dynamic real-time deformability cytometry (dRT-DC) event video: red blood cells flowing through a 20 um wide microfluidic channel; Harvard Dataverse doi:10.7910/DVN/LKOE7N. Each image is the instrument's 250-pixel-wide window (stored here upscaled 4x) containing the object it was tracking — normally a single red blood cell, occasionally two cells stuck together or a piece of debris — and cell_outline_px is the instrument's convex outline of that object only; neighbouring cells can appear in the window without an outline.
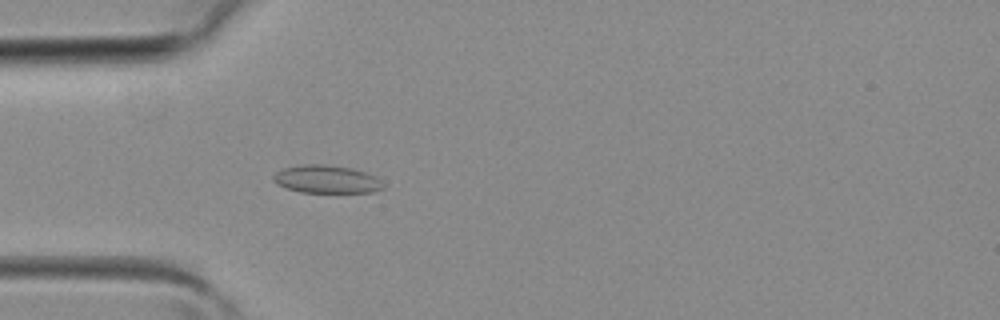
{"species": "common noctule bat (a hibernating species)", "species_latin": "Nyctalus noctula", "temperature_condition": "room temperature", "stored_images_in_passage": 40, "camera_frame_rate_fps": 3000, "um_per_image_px": 0.085, "animal": {"sex": "female", "body_mass_g": 19.3, "forearm_length_mm": 54.1}, "frame": {"image": 1, "passage_image": 12, "time_ms": 3.667, "image_size_px": [1000, 320], "cell_outline_px": [[384, 188], [372, 192], [300, 192], [284, 188], [276, 184], [272, 180], [272, 176], [276, 172], [284, 168], [304, 164], [324, 164], [352, 168], [376, 176], [384, 184]], "centroid_in_image_um": [27.73, 15.24], "position_along_channel_um": 57.3, "area_um2": 17.98}}
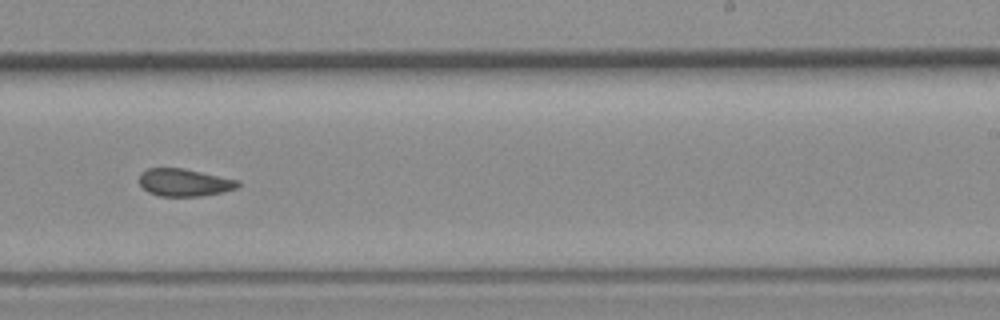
{"frame": {"image": 2, "passage_image": 25, "time_ms": 8.0, "image_size_px": [1000, 320], "cell_outline_px": [[240, 184], [236, 188], [224, 192], [200, 196], [160, 196], [148, 192], [140, 184], [140, 172], [148, 168], [184, 168], [240, 180]], "centroid_in_image_um": [15.69, 15.5], "position_along_channel_um": 273.3, "area_um2": 15.9}}
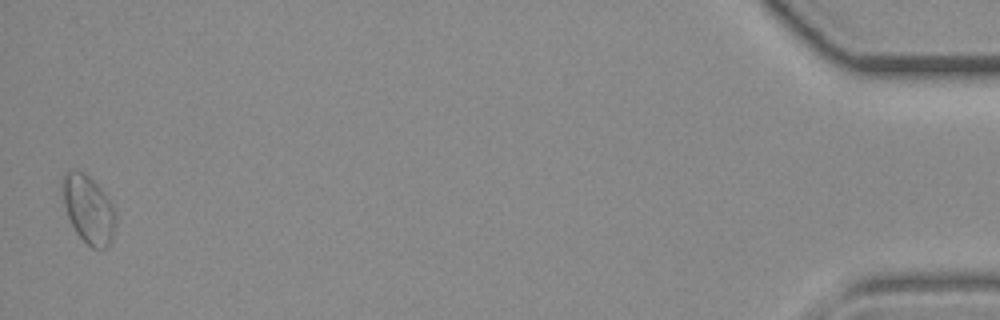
{"frame": {"image": 3, "passage_image": 40, "time_ms": 13.0, "image_size_px": [1000, 320], "cell_outline_px": [[116, 224], [112, 240], [108, 248], [92, 248], [76, 232], [68, 216], [64, 204], [60, 184], [64, 172], [68, 168], [84, 172], [100, 188], [112, 204], [116, 212]], "centroid_in_image_um": [7.51, 17.76], "position_along_channel_um": 427.7, "area_um2": 21.27}}